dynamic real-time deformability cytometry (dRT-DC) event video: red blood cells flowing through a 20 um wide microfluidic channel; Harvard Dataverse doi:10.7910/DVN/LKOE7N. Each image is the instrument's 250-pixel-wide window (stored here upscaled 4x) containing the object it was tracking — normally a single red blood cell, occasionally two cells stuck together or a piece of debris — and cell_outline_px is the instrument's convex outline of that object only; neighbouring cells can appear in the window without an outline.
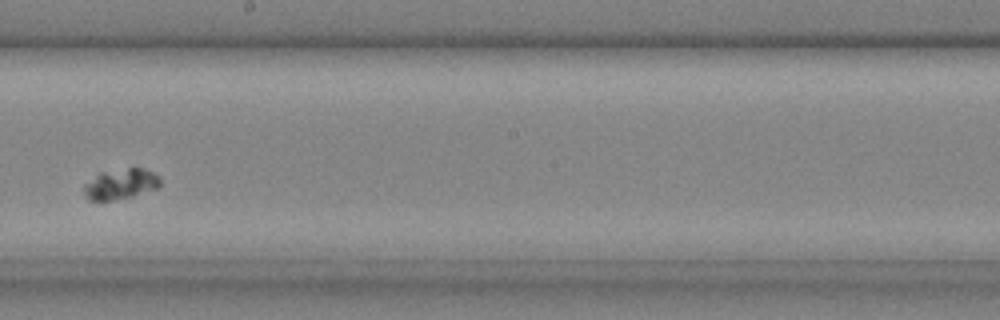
{"species": "common noctule bat (a hibernating species)", "species_latin": "Nyctalus noctula", "temperature_condition": "cold", "stored_images_in_passage": 39, "camera_frame_rate_fps": 3000, "um_per_image_px": 0.085, "animal": {"sex": "male", "body_mass_g": 20.4}, "frame": {"image": 1, "passage_image": 23, "time_ms": 7.333, "image_size_px": [1000, 320], "cell_outline_px": [[160, 188], [132, 196], [116, 200], [88, 200], [84, 196], [84, 184], [100, 172], [128, 168], [144, 168], [160, 176]], "centroid_in_image_um": [10.28, 15.65], "position_along_channel_um": 237.9, "area_um2": 13.64}}